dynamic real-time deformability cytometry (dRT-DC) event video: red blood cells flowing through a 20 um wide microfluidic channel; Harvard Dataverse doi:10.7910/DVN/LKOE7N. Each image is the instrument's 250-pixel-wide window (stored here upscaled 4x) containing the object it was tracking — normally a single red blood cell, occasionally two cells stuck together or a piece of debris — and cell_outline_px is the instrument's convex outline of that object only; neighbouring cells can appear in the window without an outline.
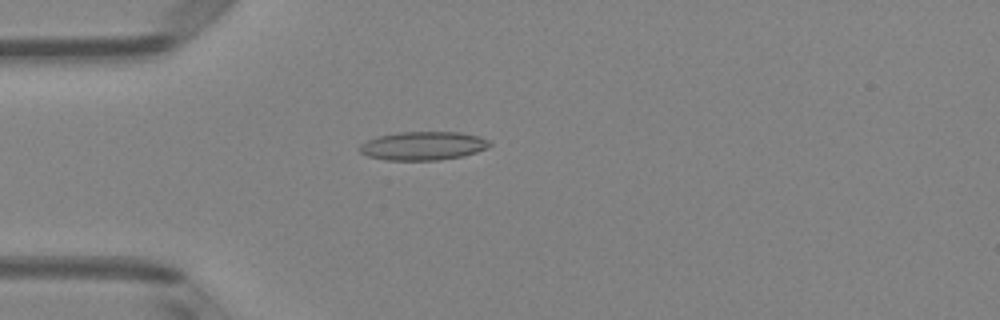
{"species": "Egyptian fruit bat (a non-hibernating species)", "species_latin": "Rousettus aegyptiacus", "temperature_condition": "room temperature", "stored_images_in_passage": 4, "camera_frame_rate_fps": 3000, "um_per_image_px": 0.085, "animal": {"sex": "female"}, "frame": {"image": 1, "passage_image": 4, "time_ms": 1.0, "image_size_px": [1000, 320], "cell_outline_px": [[492, 144], [488, 148], [464, 156], [440, 160], [384, 160], [368, 156], [360, 152], [360, 144], [368, 140], [380, 136], [400, 132], [460, 132], [476, 136], [488, 140]], "centroid_in_image_um": [35.98, 12.4], "position_along_channel_um": 49.0, "area_um2": 21.56}}